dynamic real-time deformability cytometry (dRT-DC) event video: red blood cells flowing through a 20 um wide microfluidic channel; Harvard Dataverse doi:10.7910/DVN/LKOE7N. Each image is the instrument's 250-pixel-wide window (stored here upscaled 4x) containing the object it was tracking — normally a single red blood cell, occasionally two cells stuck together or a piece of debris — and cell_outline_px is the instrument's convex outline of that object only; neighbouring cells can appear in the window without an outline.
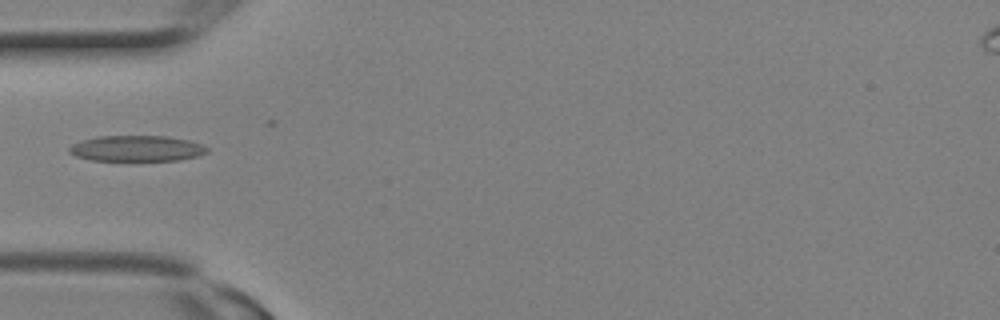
{"species": "Egyptian fruit bat (a non-hibernating species)", "species_latin": "Rousettus aegyptiacus", "temperature_condition": "room temperature", "stored_images_in_passage": 13, "camera_frame_rate_fps": 3000, "um_per_image_px": 0.085, "animal": {"sex": "female"}, "frame": {"image": 1, "passage_image": 9, "time_ms": 2.667, "image_size_px": [1000, 320], "cell_outline_px": [[208, 152], [196, 156], [180, 160], [92, 160], [76, 156], [68, 152], [68, 148], [72, 144], [96, 136], [168, 136], [188, 140], [200, 144], [208, 148]], "centroid_in_image_um": [11.61, 12.61], "position_along_channel_um": 73.4, "area_um2": 20.58}}
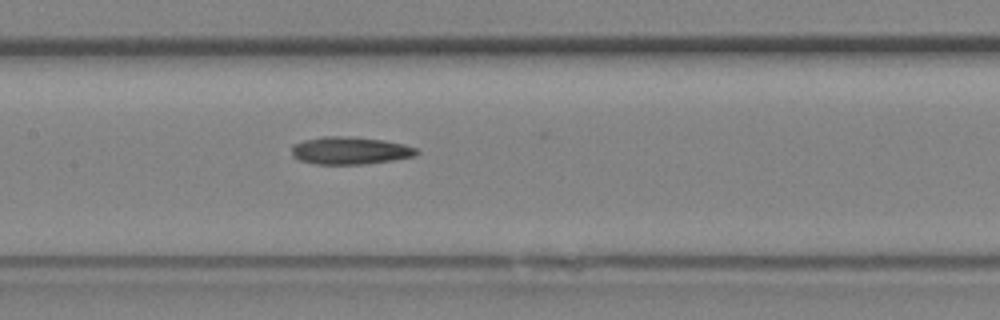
{"frame": {"image": 2, "passage_image": 13, "time_ms": 4.0, "image_size_px": [1000, 320], "cell_outline_px": [[420, 152], [416, 156], [392, 160], [364, 164], [312, 164], [300, 160], [292, 156], [292, 144], [304, 140], [324, 136], [348, 136], [384, 140], [404, 144], [416, 148]], "centroid_in_image_um": [29.75, 12.8], "position_along_channel_um": 177.6, "area_um2": 20.17}}